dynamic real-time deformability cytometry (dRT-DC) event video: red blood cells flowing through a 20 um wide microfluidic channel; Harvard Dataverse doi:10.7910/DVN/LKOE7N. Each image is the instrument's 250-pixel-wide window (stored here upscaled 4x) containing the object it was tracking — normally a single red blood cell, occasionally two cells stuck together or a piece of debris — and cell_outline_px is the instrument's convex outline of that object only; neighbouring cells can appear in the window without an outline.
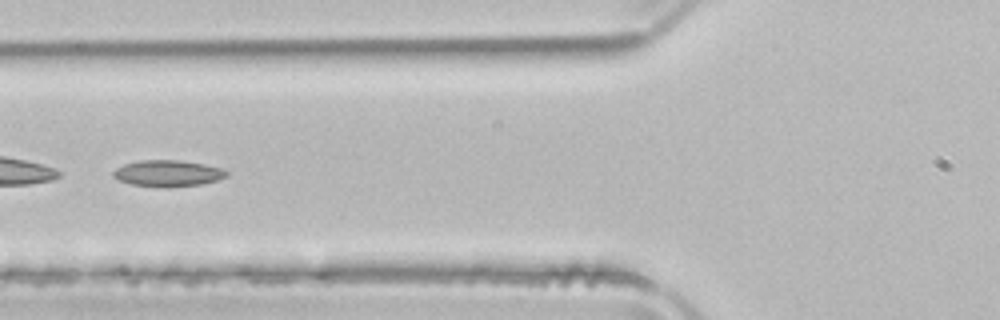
{"species": "common noctule bat (a hibernating species)", "species_latin": "Nyctalus noctula", "temperature_condition": "room temperature", "stored_images_in_passage": 39, "camera_frame_rate_fps": 3000, "um_per_image_px": 0.085, "animal": {"sex": "male", "body_mass_g": 21.5, "forearm_length_mm": 52.0}, "frame": {"image": 1, "passage_image": 9, "time_ms": 2.667, "image_size_px": [1000, 320], "cell_outline_px": [[228, 176], [216, 180], [200, 184], [168, 188], [132, 184], [120, 180], [112, 176], [112, 172], [116, 168], [124, 164], [140, 160], [180, 160], [204, 164], [220, 168], [228, 172]], "centroid_in_image_um": [14.25, 14.73], "position_along_channel_um": 111.5, "area_um2": 17.34}}
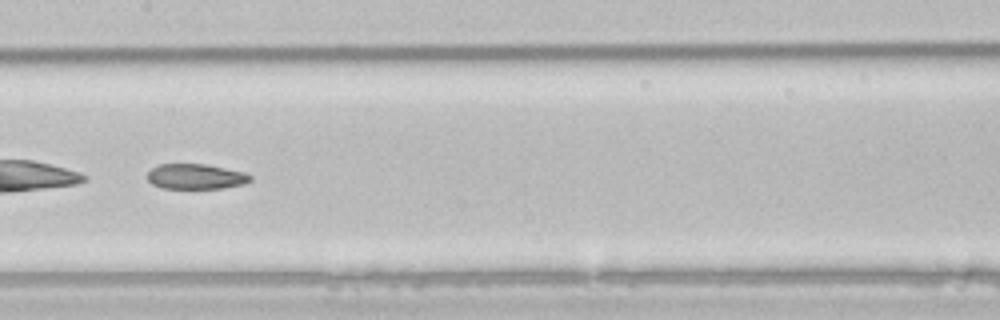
{"frame": {"image": 2, "passage_image": 15, "time_ms": 4.667, "image_size_px": [1000, 320], "cell_outline_px": [[252, 180], [244, 184], [224, 188], [160, 188], [152, 184], [148, 180], [148, 172], [152, 168], [160, 164], [204, 164], [244, 172], [252, 176]], "centroid_in_image_um": [16.64, 15.01], "position_along_channel_um": 190.8, "area_um2": 15.09}}
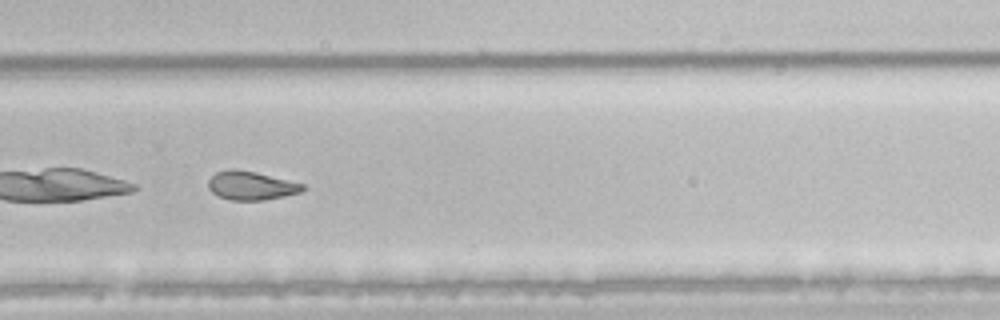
{"frame": {"image": 3, "passage_image": 24, "time_ms": 7.667, "image_size_px": [1000, 320], "cell_outline_px": [[308, 188], [300, 192], [284, 196], [264, 200], [228, 200], [212, 192], [208, 188], [208, 180], [216, 172], [232, 168], [236, 168], [256, 172], [304, 184]], "centroid_in_image_um": [21.34, 15.77], "position_along_channel_um": 308.5, "area_um2": 15.84}, "authors_computed_cell_mechanics": {"area_um2": 17.2822, "velocity_mm_per_s": 3.9452, "shape_relaxation_time_tau1_ms": null, "shape_relaxation_time_tau2_ms": 3.3215, "deformation_change_tau1": null, "deformation_change_tau2": 0.098}}